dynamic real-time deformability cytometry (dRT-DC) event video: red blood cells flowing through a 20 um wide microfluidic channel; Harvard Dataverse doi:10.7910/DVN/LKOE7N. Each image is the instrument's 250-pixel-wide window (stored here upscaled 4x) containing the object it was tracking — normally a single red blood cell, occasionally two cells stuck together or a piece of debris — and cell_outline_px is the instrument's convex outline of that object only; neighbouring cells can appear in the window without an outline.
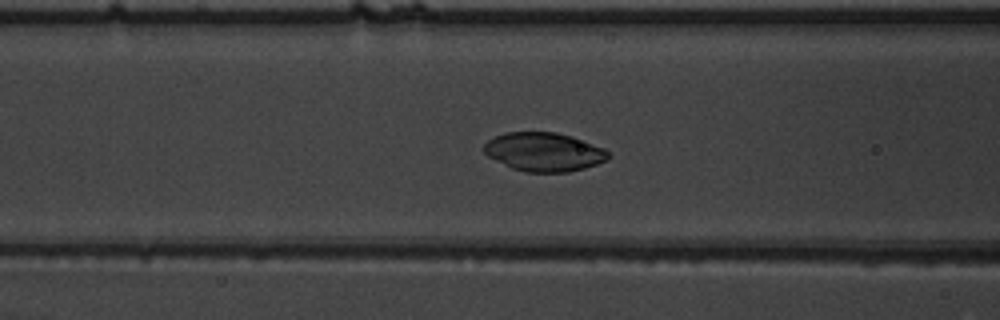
{"species": "common noctule bat (a hibernating species)", "species_latin": "Nyctalus noctula", "temperature_condition": "warm", "stored_images_in_passage": 45, "camera_frame_rate_fps": 3000, "um_per_image_px": 0.085, "animal": {"sex": "male", "body_mass_g": 19.5, "forearm_length_mm": 54.6}, "frame": {"image": 1, "passage_image": 13, "time_ms": 4.0, "image_size_px": [1000, 320], "cell_outline_px": [[608, 160], [584, 168], [568, 172], [524, 172], [512, 168], [488, 156], [484, 152], [484, 144], [488, 140], [504, 132], [556, 132], [572, 136], [604, 148], [608, 152]], "centroid_in_image_um": [46.23, 12.91], "position_along_channel_um": 120.4, "area_um2": 27.98}}
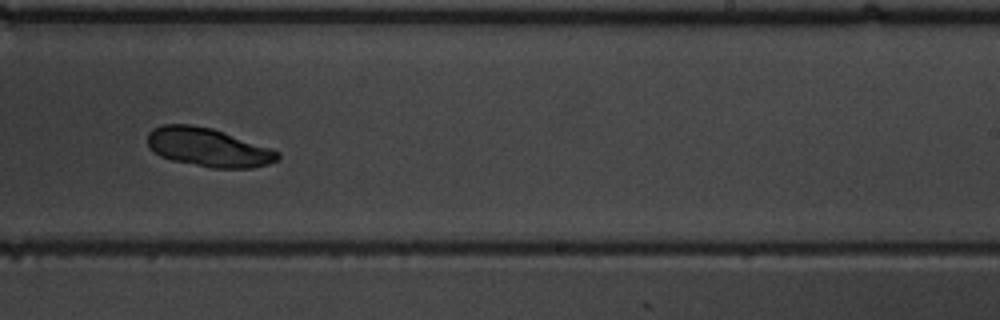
{"frame": {"image": 2, "passage_image": 25, "time_ms": 8.0, "image_size_px": [1000, 320], "cell_outline_px": [[280, 160], [268, 164], [252, 168], [212, 168], [172, 160], [160, 156], [148, 144], [148, 132], [152, 128], [160, 124], [192, 124], [212, 128], [272, 148], [280, 152]], "centroid_in_image_um": [17.73, 12.52], "position_along_channel_um": 271.3, "area_um2": 29.48}}
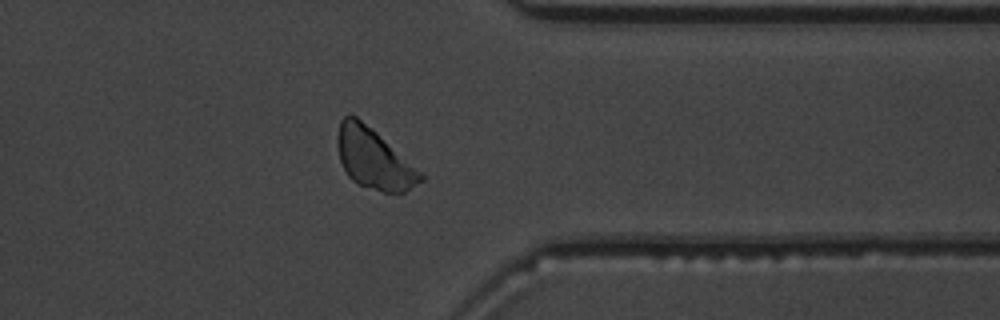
{"frame": {"image": 3, "passage_image": 34, "time_ms": 11.0, "image_size_px": [1000, 320], "cell_outline_px": [[424, 180], [404, 192], [384, 192], [360, 184], [352, 180], [348, 176], [340, 160], [336, 144], [336, 136], [340, 120], [348, 112], [356, 116], [372, 128], [420, 172], [424, 176]], "centroid_in_image_um": [31.72, 13.45], "position_along_channel_um": 379.7, "area_um2": 28.84}}